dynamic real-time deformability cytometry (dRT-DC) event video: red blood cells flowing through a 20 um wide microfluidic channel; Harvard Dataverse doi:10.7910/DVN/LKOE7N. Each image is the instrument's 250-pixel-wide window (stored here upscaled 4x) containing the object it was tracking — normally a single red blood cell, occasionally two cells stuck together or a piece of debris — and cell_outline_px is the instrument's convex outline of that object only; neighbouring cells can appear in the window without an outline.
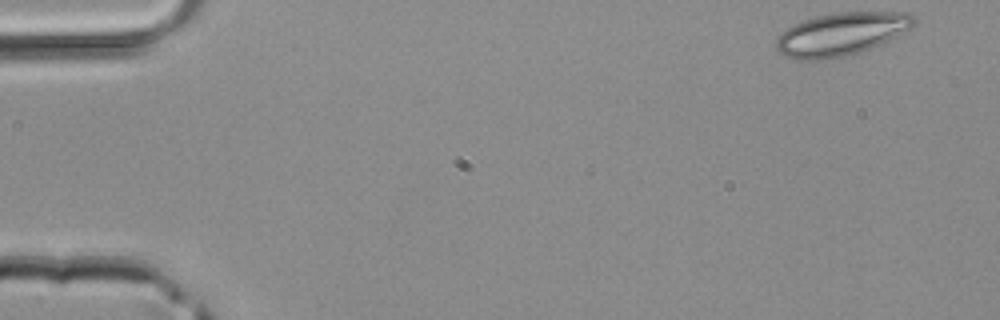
{"species": "common noctule bat (a hibernating species)", "species_latin": "Nyctalus noctula", "temperature_condition": "room temperature", "stored_images_in_passage": 41, "camera_frame_rate_fps": 3000, "um_per_image_px": 0.085, "animal": {"sex": "male", "body_mass_g": 20.4}, "frame": {"image": 1, "passage_image": 1, "time_ms": 0.0, "image_size_px": [1000, 320], "cell_outline_px": [[916, 24], [888, 40], [872, 48], [860, 52], [840, 56], [816, 60], [796, 60], [784, 56], [776, 48], [776, 36], [780, 32], [804, 20], [816, 16], [836, 12], [912, 12], [916, 20]], "centroid_in_image_um": [71.49, 2.88], "position_along_channel_um": 13.5, "area_um2": 34.33}}
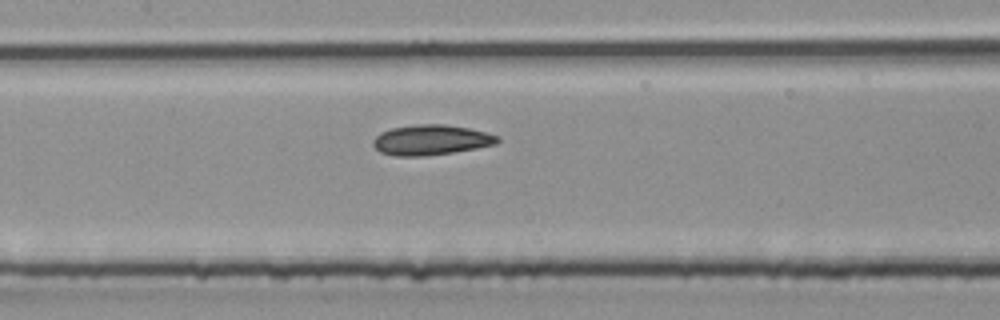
{"frame": {"image": 2, "passage_image": 19, "time_ms": 6.0, "image_size_px": [1000, 320], "cell_outline_px": [[500, 140], [496, 144], [476, 148], [452, 152], [424, 156], [392, 156], [380, 152], [372, 144], [372, 140], [380, 132], [392, 128], [420, 124], [444, 124], [468, 128], [500, 136]], "centroid_in_image_um": [36.62, 11.9], "position_along_channel_um": 170.8, "area_um2": 21.85}}
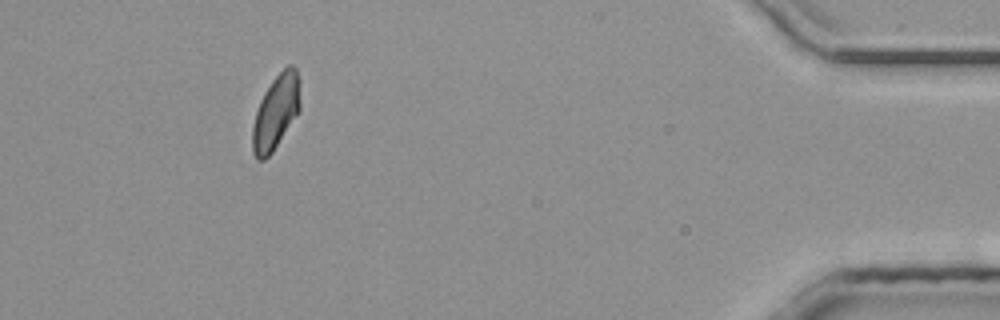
{"frame": {"image": 3, "passage_image": 38, "time_ms": 12.333, "image_size_px": [1000, 320], "cell_outline_px": [[300, 112], [272, 152], [264, 160], [256, 160], [252, 152], [252, 128], [256, 112], [260, 100], [264, 92], [272, 80], [288, 64], [292, 64], [296, 68], [300, 80]], "centroid_in_image_um": [23.46, 9.52], "position_along_channel_um": 411.7, "area_um2": 20.98}}